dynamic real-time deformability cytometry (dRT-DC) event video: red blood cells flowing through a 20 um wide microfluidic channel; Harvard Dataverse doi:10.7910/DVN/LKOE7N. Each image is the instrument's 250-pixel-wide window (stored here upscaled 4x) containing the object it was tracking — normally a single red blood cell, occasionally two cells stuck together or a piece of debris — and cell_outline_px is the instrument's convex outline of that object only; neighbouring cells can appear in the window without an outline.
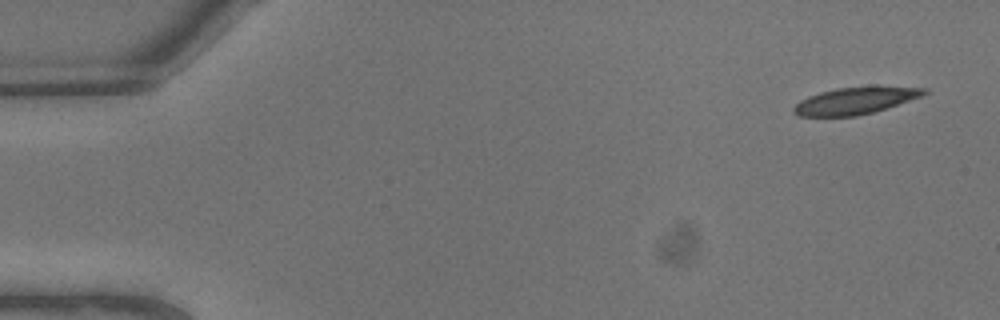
{"species": "common noctule bat (a hibernating species)", "species_latin": "Nyctalus noctula", "temperature_condition": "warm", "stored_images_in_passage": 9, "camera_frame_rate_fps": 3000, "um_per_image_px": 0.085, "animal": {"sex": "male", "body_mass_g": 13.3}, "frame": {"image": 1, "passage_image": 1, "time_ms": 0.0, "image_size_px": [1000, 320], "cell_outline_px": [[928, 92], [924, 96], [872, 112], [856, 116], [800, 116], [792, 112], [792, 108], [800, 100], [808, 96], [820, 92], [836, 88], [928, 88]], "centroid_in_image_um": [72.63, 8.59], "position_along_channel_um": 12.4, "area_um2": 19.77}}
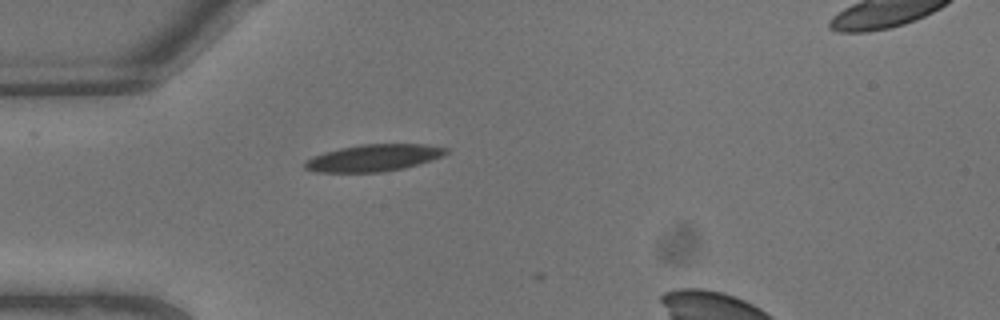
{"frame": {"image": 2, "passage_image": 6, "time_ms": 1.667, "image_size_px": [1000, 320], "cell_outline_px": [[448, 152], [444, 156], [432, 160], [404, 168], [384, 172], [316, 172], [304, 168], [304, 160], [312, 156], [324, 152], [340, 148], [360, 144], [424, 144], [448, 148]], "centroid_in_image_um": [31.75, 13.42], "position_along_channel_um": 53.2, "area_um2": 22.31}}
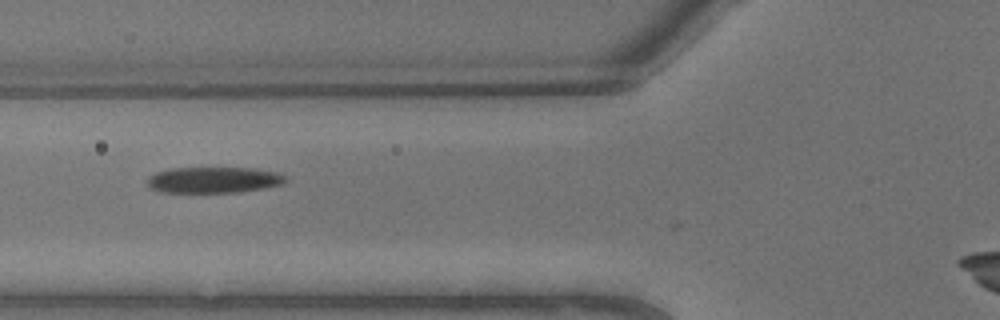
{"frame": {"image": 3, "passage_image": 8, "time_ms": 2.333, "image_size_px": [1000, 320], "cell_outline_px": [[288, 180], [284, 184], [264, 188], [240, 192], [156, 192], [148, 184], [148, 176], [156, 172], [172, 168], [252, 168], [276, 172], [284, 176]], "centroid_in_image_um": [18.17, 15.3], "position_along_channel_um": 107.6, "area_um2": 20.98}}